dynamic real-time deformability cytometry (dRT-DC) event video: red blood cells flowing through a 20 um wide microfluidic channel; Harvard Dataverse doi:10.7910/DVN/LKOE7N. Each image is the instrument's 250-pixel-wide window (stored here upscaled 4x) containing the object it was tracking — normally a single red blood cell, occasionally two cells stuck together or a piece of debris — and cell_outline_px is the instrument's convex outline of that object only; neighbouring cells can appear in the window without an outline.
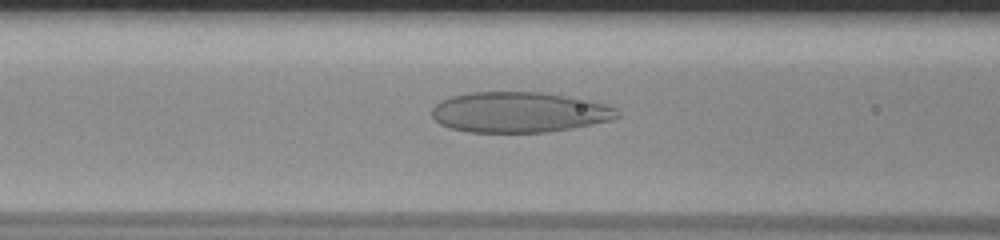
{"species": "human", "species_latin": "Homo sapiens", "temperature_condition": "room temperature", "stored_images_in_passage": 37, "camera_frame_rate_fps": 3000, "um_per_image_px": 0.085, "donor": {"sex": "male"}, "frame": {"image": 1, "passage_image": 7, "time_ms": 2.0, "image_size_px": [1000, 240], "cell_outline_px": [[620, 116], [608, 120], [548, 132], [468, 132], [448, 128], [440, 124], [432, 116], [432, 108], [440, 100], [452, 96], [472, 92], [544, 92], [572, 96], [604, 104], [616, 108], [620, 112]], "centroid_in_image_um": [44.09, 9.53], "position_along_channel_um": 122.5, "area_um2": 43.7}}
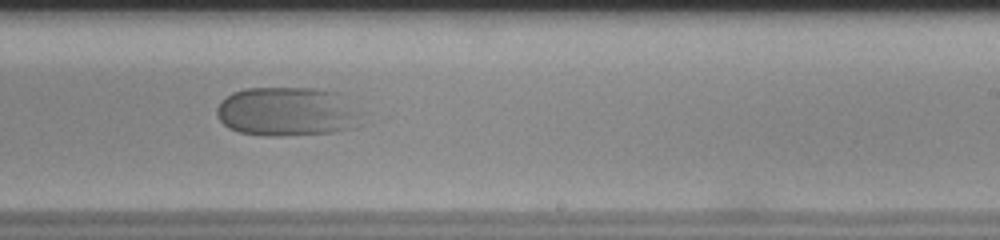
{"frame": {"image": 2, "passage_image": 18, "time_ms": 5.667, "image_size_px": [1000, 240], "cell_outline_px": [[364, 124], [356, 128], [332, 132], [280, 136], [264, 136], [240, 132], [228, 128], [216, 116], [216, 108], [220, 100], [232, 92], [244, 88], [316, 88], [344, 92], [348, 96]], "centroid_in_image_um": [24.45, 9.48], "position_along_channel_um": 264.6, "area_um2": 42.43}}
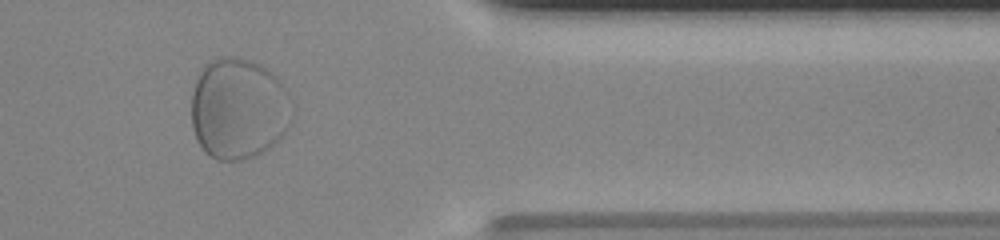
{"frame": {"image": 3, "passage_image": 29, "time_ms": 9.333, "image_size_px": [1000, 240], "cell_outline_px": [[292, 96], [288, 124], [284, 132], [268, 148], [256, 156], [240, 160], [216, 160], [204, 152], [196, 140], [192, 128], [192, 92], [196, 80], [200, 72], [212, 60], [220, 56], [228, 56], [252, 60], [260, 64], [276, 76], [288, 88]], "centroid_in_image_um": [20.27, 9.23], "position_along_channel_um": 391.1, "area_um2": 59.59}}